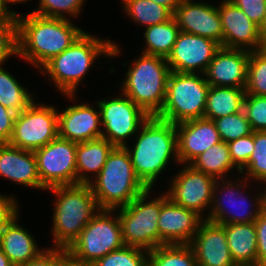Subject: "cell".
<instances>
[{"label":"cell","mask_w":266,"mask_h":266,"mask_svg":"<svg viewBox=\"0 0 266 266\" xmlns=\"http://www.w3.org/2000/svg\"><path fill=\"white\" fill-rule=\"evenodd\" d=\"M260 38L264 47H266V18L263 26L260 28Z\"/></svg>","instance_id":"cell-50"},{"label":"cell","mask_w":266,"mask_h":266,"mask_svg":"<svg viewBox=\"0 0 266 266\" xmlns=\"http://www.w3.org/2000/svg\"><path fill=\"white\" fill-rule=\"evenodd\" d=\"M0 266H14L0 248Z\"/></svg>","instance_id":"cell-49"},{"label":"cell","mask_w":266,"mask_h":266,"mask_svg":"<svg viewBox=\"0 0 266 266\" xmlns=\"http://www.w3.org/2000/svg\"><path fill=\"white\" fill-rule=\"evenodd\" d=\"M9 10L4 2L0 0V25H17V17L19 13Z\"/></svg>","instance_id":"cell-46"},{"label":"cell","mask_w":266,"mask_h":266,"mask_svg":"<svg viewBox=\"0 0 266 266\" xmlns=\"http://www.w3.org/2000/svg\"><path fill=\"white\" fill-rule=\"evenodd\" d=\"M261 182L266 184V179ZM261 194H262V211L266 213V187L264 188V193L262 192Z\"/></svg>","instance_id":"cell-51"},{"label":"cell","mask_w":266,"mask_h":266,"mask_svg":"<svg viewBox=\"0 0 266 266\" xmlns=\"http://www.w3.org/2000/svg\"><path fill=\"white\" fill-rule=\"evenodd\" d=\"M190 165L215 179H225L226 173L236 167L231 160L228 144L222 140L198 155Z\"/></svg>","instance_id":"cell-28"},{"label":"cell","mask_w":266,"mask_h":266,"mask_svg":"<svg viewBox=\"0 0 266 266\" xmlns=\"http://www.w3.org/2000/svg\"><path fill=\"white\" fill-rule=\"evenodd\" d=\"M22 266H62V249L45 248L36 258Z\"/></svg>","instance_id":"cell-43"},{"label":"cell","mask_w":266,"mask_h":266,"mask_svg":"<svg viewBox=\"0 0 266 266\" xmlns=\"http://www.w3.org/2000/svg\"><path fill=\"white\" fill-rule=\"evenodd\" d=\"M158 5L166 7L172 14H174L177 6L180 4L181 0H151Z\"/></svg>","instance_id":"cell-48"},{"label":"cell","mask_w":266,"mask_h":266,"mask_svg":"<svg viewBox=\"0 0 266 266\" xmlns=\"http://www.w3.org/2000/svg\"><path fill=\"white\" fill-rule=\"evenodd\" d=\"M17 219L18 215L0 231V248L14 266H22L44 249L40 250L34 236L19 225Z\"/></svg>","instance_id":"cell-24"},{"label":"cell","mask_w":266,"mask_h":266,"mask_svg":"<svg viewBox=\"0 0 266 266\" xmlns=\"http://www.w3.org/2000/svg\"><path fill=\"white\" fill-rule=\"evenodd\" d=\"M97 101L103 138L114 146L124 147L126 139L137 134L150 117L126 95ZM105 131V132H104Z\"/></svg>","instance_id":"cell-11"},{"label":"cell","mask_w":266,"mask_h":266,"mask_svg":"<svg viewBox=\"0 0 266 266\" xmlns=\"http://www.w3.org/2000/svg\"><path fill=\"white\" fill-rule=\"evenodd\" d=\"M18 202L13 196H6L0 193V231L17 215Z\"/></svg>","instance_id":"cell-44"},{"label":"cell","mask_w":266,"mask_h":266,"mask_svg":"<svg viewBox=\"0 0 266 266\" xmlns=\"http://www.w3.org/2000/svg\"><path fill=\"white\" fill-rule=\"evenodd\" d=\"M115 210L101 209L83 228L79 237L67 249L73 257L81 261L95 263L112 251L125 246L122 227Z\"/></svg>","instance_id":"cell-9"},{"label":"cell","mask_w":266,"mask_h":266,"mask_svg":"<svg viewBox=\"0 0 266 266\" xmlns=\"http://www.w3.org/2000/svg\"><path fill=\"white\" fill-rule=\"evenodd\" d=\"M220 47L214 40L180 31L166 61L172 72L204 74Z\"/></svg>","instance_id":"cell-15"},{"label":"cell","mask_w":266,"mask_h":266,"mask_svg":"<svg viewBox=\"0 0 266 266\" xmlns=\"http://www.w3.org/2000/svg\"><path fill=\"white\" fill-rule=\"evenodd\" d=\"M229 147L230 157L236 170H240L248 163L250 155L254 150V132L245 137L227 143Z\"/></svg>","instance_id":"cell-39"},{"label":"cell","mask_w":266,"mask_h":266,"mask_svg":"<svg viewBox=\"0 0 266 266\" xmlns=\"http://www.w3.org/2000/svg\"><path fill=\"white\" fill-rule=\"evenodd\" d=\"M131 64L122 85V93L149 116H157L166 97L170 67L166 58L141 54Z\"/></svg>","instance_id":"cell-6"},{"label":"cell","mask_w":266,"mask_h":266,"mask_svg":"<svg viewBox=\"0 0 266 266\" xmlns=\"http://www.w3.org/2000/svg\"><path fill=\"white\" fill-rule=\"evenodd\" d=\"M47 190L57 197L51 229L54 246L67 250L101 209L89 184L78 183Z\"/></svg>","instance_id":"cell-4"},{"label":"cell","mask_w":266,"mask_h":266,"mask_svg":"<svg viewBox=\"0 0 266 266\" xmlns=\"http://www.w3.org/2000/svg\"><path fill=\"white\" fill-rule=\"evenodd\" d=\"M219 137L225 143L253 133L244 110L213 120Z\"/></svg>","instance_id":"cell-34"},{"label":"cell","mask_w":266,"mask_h":266,"mask_svg":"<svg viewBox=\"0 0 266 266\" xmlns=\"http://www.w3.org/2000/svg\"><path fill=\"white\" fill-rule=\"evenodd\" d=\"M16 113L0 104V143H8L12 137Z\"/></svg>","instance_id":"cell-45"},{"label":"cell","mask_w":266,"mask_h":266,"mask_svg":"<svg viewBox=\"0 0 266 266\" xmlns=\"http://www.w3.org/2000/svg\"><path fill=\"white\" fill-rule=\"evenodd\" d=\"M243 110L253 132L266 131V96L245 95Z\"/></svg>","instance_id":"cell-38"},{"label":"cell","mask_w":266,"mask_h":266,"mask_svg":"<svg viewBox=\"0 0 266 266\" xmlns=\"http://www.w3.org/2000/svg\"><path fill=\"white\" fill-rule=\"evenodd\" d=\"M209 88L204 74L171 71L163 108L156 117L172 124L203 118Z\"/></svg>","instance_id":"cell-7"},{"label":"cell","mask_w":266,"mask_h":266,"mask_svg":"<svg viewBox=\"0 0 266 266\" xmlns=\"http://www.w3.org/2000/svg\"><path fill=\"white\" fill-rule=\"evenodd\" d=\"M240 180L242 182L238 181L237 183L236 182L232 183L228 179H217L213 190V200L211 204L212 210L209 208L210 211L208 212L211 213H208V215H206L207 217H204V219H207L209 221H212L220 225L231 224V223H252L256 221V219L259 217V214L262 212V195L260 194L259 196H256L253 199L254 202L251 199L249 200L251 202H248L249 196L248 197L247 195L244 196L242 194L244 193L243 191L240 192L241 191L240 189L244 190V187L246 186L248 180L247 179L245 181H243L242 179ZM221 185L222 188H220ZM219 188L220 190L224 191V194L223 192H221L222 194H219L220 191ZM225 200L227 201V204L229 203L228 206ZM230 204L231 205L233 204L232 205L233 207ZM248 206L252 207V210ZM229 208H232V211H230ZM233 208L234 209L239 208L237 210L240 211H237L236 209L234 210Z\"/></svg>","instance_id":"cell-12"},{"label":"cell","mask_w":266,"mask_h":266,"mask_svg":"<svg viewBox=\"0 0 266 266\" xmlns=\"http://www.w3.org/2000/svg\"><path fill=\"white\" fill-rule=\"evenodd\" d=\"M223 226L235 264H257V231L254 222L231 223Z\"/></svg>","instance_id":"cell-26"},{"label":"cell","mask_w":266,"mask_h":266,"mask_svg":"<svg viewBox=\"0 0 266 266\" xmlns=\"http://www.w3.org/2000/svg\"><path fill=\"white\" fill-rule=\"evenodd\" d=\"M236 266H261L259 264H245V265H236Z\"/></svg>","instance_id":"cell-53"},{"label":"cell","mask_w":266,"mask_h":266,"mask_svg":"<svg viewBox=\"0 0 266 266\" xmlns=\"http://www.w3.org/2000/svg\"><path fill=\"white\" fill-rule=\"evenodd\" d=\"M145 49L143 54L167 58L171 53L178 33L180 32L175 18L145 28Z\"/></svg>","instance_id":"cell-29"},{"label":"cell","mask_w":266,"mask_h":266,"mask_svg":"<svg viewBox=\"0 0 266 266\" xmlns=\"http://www.w3.org/2000/svg\"><path fill=\"white\" fill-rule=\"evenodd\" d=\"M245 95L266 96V47L250 51Z\"/></svg>","instance_id":"cell-33"},{"label":"cell","mask_w":266,"mask_h":266,"mask_svg":"<svg viewBox=\"0 0 266 266\" xmlns=\"http://www.w3.org/2000/svg\"><path fill=\"white\" fill-rule=\"evenodd\" d=\"M203 220L197 212L176 205L166 193L162 194L158 221L160 246L190 244Z\"/></svg>","instance_id":"cell-16"},{"label":"cell","mask_w":266,"mask_h":266,"mask_svg":"<svg viewBox=\"0 0 266 266\" xmlns=\"http://www.w3.org/2000/svg\"><path fill=\"white\" fill-rule=\"evenodd\" d=\"M0 176L29 188L46 190L38 175L34 152L9 143H0Z\"/></svg>","instance_id":"cell-23"},{"label":"cell","mask_w":266,"mask_h":266,"mask_svg":"<svg viewBox=\"0 0 266 266\" xmlns=\"http://www.w3.org/2000/svg\"><path fill=\"white\" fill-rule=\"evenodd\" d=\"M85 0H39L38 10L31 13L48 17V18H63L69 14L72 17H78ZM64 13H66L64 15ZM68 13V14H67Z\"/></svg>","instance_id":"cell-37"},{"label":"cell","mask_w":266,"mask_h":266,"mask_svg":"<svg viewBox=\"0 0 266 266\" xmlns=\"http://www.w3.org/2000/svg\"><path fill=\"white\" fill-rule=\"evenodd\" d=\"M5 4V6L10 10V8L8 7V3H22V2H25L27 0H2Z\"/></svg>","instance_id":"cell-52"},{"label":"cell","mask_w":266,"mask_h":266,"mask_svg":"<svg viewBox=\"0 0 266 266\" xmlns=\"http://www.w3.org/2000/svg\"><path fill=\"white\" fill-rule=\"evenodd\" d=\"M190 246L198 266H236L228 248L223 225L204 219Z\"/></svg>","instance_id":"cell-21"},{"label":"cell","mask_w":266,"mask_h":266,"mask_svg":"<svg viewBox=\"0 0 266 266\" xmlns=\"http://www.w3.org/2000/svg\"><path fill=\"white\" fill-rule=\"evenodd\" d=\"M223 27V47L248 51L265 48L260 38V28L231 0L218 5Z\"/></svg>","instance_id":"cell-17"},{"label":"cell","mask_w":266,"mask_h":266,"mask_svg":"<svg viewBox=\"0 0 266 266\" xmlns=\"http://www.w3.org/2000/svg\"><path fill=\"white\" fill-rule=\"evenodd\" d=\"M89 185L99 208L109 210L130 204L147 189L134 173L126 148L119 146L113 148Z\"/></svg>","instance_id":"cell-5"},{"label":"cell","mask_w":266,"mask_h":266,"mask_svg":"<svg viewBox=\"0 0 266 266\" xmlns=\"http://www.w3.org/2000/svg\"><path fill=\"white\" fill-rule=\"evenodd\" d=\"M151 189H146L130 204L115 209L122 227L125 246L152 250L160 246L158 221L161 210V196L146 202Z\"/></svg>","instance_id":"cell-8"},{"label":"cell","mask_w":266,"mask_h":266,"mask_svg":"<svg viewBox=\"0 0 266 266\" xmlns=\"http://www.w3.org/2000/svg\"><path fill=\"white\" fill-rule=\"evenodd\" d=\"M245 89L210 86L203 118L215 120L243 110Z\"/></svg>","instance_id":"cell-27"},{"label":"cell","mask_w":266,"mask_h":266,"mask_svg":"<svg viewBox=\"0 0 266 266\" xmlns=\"http://www.w3.org/2000/svg\"><path fill=\"white\" fill-rule=\"evenodd\" d=\"M250 51L220 47L209 63L204 76L210 86L245 89Z\"/></svg>","instance_id":"cell-19"},{"label":"cell","mask_w":266,"mask_h":266,"mask_svg":"<svg viewBox=\"0 0 266 266\" xmlns=\"http://www.w3.org/2000/svg\"><path fill=\"white\" fill-rule=\"evenodd\" d=\"M26 16V17H25ZM84 31L72 21L34 13L17 17L18 56L41 69L69 48Z\"/></svg>","instance_id":"cell-1"},{"label":"cell","mask_w":266,"mask_h":266,"mask_svg":"<svg viewBox=\"0 0 266 266\" xmlns=\"http://www.w3.org/2000/svg\"><path fill=\"white\" fill-rule=\"evenodd\" d=\"M119 49L111 40L105 41L84 32L69 48L48 61L39 72L54 81L63 95L75 100L77 86L98 56L111 58L119 55Z\"/></svg>","instance_id":"cell-3"},{"label":"cell","mask_w":266,"mask_h":266,"mask_svg":"<svg viewBox=\"0 0 266 266\" xmlns=\"http://www.w3.org/2000/svg\"><path fill=\"white\" fill-rule=\"evenodd\" d=\"M248 179L263 181L266 179V131L254 132V150L248 163L240 170Z\"/></svg>","instance_id":"cell-36"},{"label":"cell","mask_w":266,"mask_h":266,"mask_svg":"<svg viewBox=\"0 0 266 266\" xmlns=\"http://www.w3.org/2000/svg\"><path fill=\"white\" fill-rule=\"evenodd\" d=\"M244 14L261 28L266 18V0H231Z\"/></svg>","instance_id":"cell-41"},{"label":"cell","mask_w":266,"mask_h":266,"mask_svg":"<svg viewBox=\"0 0 266 266\" xmlns=\"http://www.w3.org/2000/svg\"><path fill=\"white\" fill-rule=\"evenodd\" d=\"M85 104L58 111V137L82 143L102 136L100 110Z\"/></svg>","instance_id":"cell-22"},{"label":"cell","mask_w":266,"mask_h":266,"mask_svg":"<svg viewBox=\"0 0 266 266\" xmlns=\"http://www.w3.org/2000/svg\"><path fill=\"white\" fill-rule=\"evenodd\" d=\"M0 64V104L18 114L34 101L33 95Z\"/></svg>","instance_id":"cell-30"},{"label":"cell","mask_w":266,"mask_h":266,"mask_svg":"<svg viewBox=\"0 0 266 266\" xmlns=\"http://www.w3.org/2000/svg\"><path fill=\"white\" fill-rule=\"evenodd\" d=\"M148 250L124 246L97 260L95 266H147Z\"/></svg>","instance_id":"cell-35"},{"label":"cell","mask_w":266,"mask_h":266,"mask_svg":"<svg viewBox=\"0 0 266 266\" xmlns=\"http://www.w3.org/2000/svg\"><path fill=\"white\" fill-rule=\"evenodd\" d=\"M179 164H190L198 155L221 141L213 120L198 118L175 124Z\"/></svg>","instance_id":"cell-20"},{"label":"cell","mask_w":266,"mask_h":266,"mask_svg":"<svg viewBox=\"0 0 266 266\" xmlns=\"http://www.w3.org/2000/svg\"><path fill=\"white\" fill-rule=\"evenodd\" d=\"M183 166L184 168L171 180V188L166 194L176 205L204 216L202 213L212 204L217 179L195 170L190 164Z\"/></svg>","instance_id":"cell-14"},{"label":"cell","mask_w":266,"mask_h":266,"mask_svg":"<svg viewBox=\"0 0 266 266\" xmlns=\"http://www.w3.org/2000/svg\"><path fill=\"white\" fill-rule=\"evenodd\" d=\"M254 224L257 231V264L266 266V213L262 211Z\"/></svg>","instance_id":"cell-42"},{"label":"cell","mask_w":266,"mask_h":266,"mask_svg":"<svg viewBox=\"0 0 266 266\" xmlns=\"http://www.w3.org/2000/svg\"><path fill=\"white\" fill-rule=\"evenodd\" d=\"M76 147L77 143L57 137L34 151L38 175L46 190L77 184Z\"/></svg>","instance_id":"cell-13"},{"label":"cell","mask_w":266,"mask_h":266,"mask_svg":"<svg viewBox=\"0 0 266 266\" xmlns=\"http://www.w3.org/2000/svg\"><path fill=\"white\" fill-rule=\"evenodd\" d=\"M115 146L107 139L100 137L86 142L77 143L76 147V174L77 184H89L91 180L87 174L97 176L103 168L108 155ZM88 172V173H86Z\"/></svg>","instance_id":"cell-25"},{"label":"cell","mask_w":266,"mask_h":266,"mask_svg":"<svg viewBox=\"0 0 266 266\" xmlns=\"http://www.w3.org/2000/svg\"><path fill=\"white\" fill-rule=\"evenodd\" d=\"M147 266H198L190 244H163L148 253Z\"/></svg>","instance_id":"cell-31"},{"label":"cell","mask_w":266,"mask_h":266,"mask_svg":"<svg viewBox=\"0 0 266 266\" xmlns=\"http://www.w3.org/2000/svg\"><path fill=\"white\" fill-rule=\"evenodd\" d=\"M58 137V110L35 101L16 114L10 145L36 151Z\"/></svg>","instance_id":"cell-10"},{"label":"cell","mask_w":266,"mask_h":266,"mask_svg":"<svg viewBox=\"0 0 266 266\" xmlns=\"http://www.w3.org/2000/svg\"><path fill=\"white\" fill-rule=\"evenodd\" d=\"M138 133L133 148L127 144L124 147L136 176L147 189H152L171 159L179 163L177 132L175 124L150 116Z\"/></svg>","instance_id":"cell-2"},{"label":"cell","mask_w":266,"mask_h":266,"mask_svg":"<svg viewBox=\"0 0 266 266\" xmlns=\"http://www.w3.org/2000/svg\"><path fill=\"white\" fill-rule=\"evenodd\" d=\"M62 266H95V264L78 260L68 253L66 249H62Z\"/></svg>","instance_id":"cell-47"},{"label":"cell","mask_w":266,"mask_h":266,"mask_svg":"<svg viewBox=\"0 0 266 266\" xmlns=\"http://www.w3.org/2000/svg\"><path fill=\"white\" fill-rule=\"evenodd\" d=\"M18 55L17 25H0V64Z\"/></svg>","instance_id":"cell-40"},{"label":"cell","mask_w":266,"mask_h":266,"mask_svg":"<svg viewBox=\"0 0 266 266\" xmlns=\"http://www.w3.org/2000/svg\"><path fill=\"white\" fill-rule=\"evenodd\" d=\"M124 12L145 28L168 21L173 14L151 0H122Z\"/></svg>","instance_id":"cell-32"},{"label":"cell","mask_w":266,"mask_h":266,"mask_svg":"<svg viewBox=\"0 0 266 266\" xmlns=\"http://www.w3.org/2000/svg\"><path fill=\"white\" fill-rule=\"evenodd\" d=\"M173 17L181 32L209 38L223 47V27L217 6L181 0Z\"/></svg>","instance_id":"cell-18"}]
</instances>
